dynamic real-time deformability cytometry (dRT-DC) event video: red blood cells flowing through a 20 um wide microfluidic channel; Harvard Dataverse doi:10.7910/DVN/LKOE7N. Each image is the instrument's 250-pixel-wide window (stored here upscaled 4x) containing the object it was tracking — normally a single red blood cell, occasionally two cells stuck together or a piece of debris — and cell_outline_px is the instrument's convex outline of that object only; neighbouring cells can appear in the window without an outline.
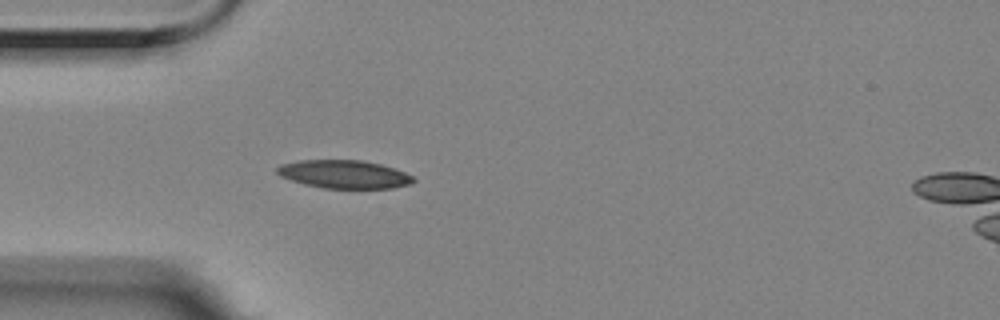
{"species": "Egyptian fruit bat (a non-hibernating species)", "species_latin": "Rousettus aegyptiacus", "temperature_condition": "room temperature", "stored_images_in_passage": 26, "camera_frame_rate_fps": 3000, "um_per_image_px": 0.085, "animal": {"sex": "female"}, "frame": {"image": 1, "passage_image": 1, "time_ms": 0.0, "image_size_px": [1000, 320], "cell_outline_px": [[416, 180], [412, 184], [392, 188], [324, 188], [304, 184], [280, 176], [276, 172], [276, 168], [280, 164], [300, 160], [360, 160], [380, 164], [404, 172], [412, 176]], "centroid_in_image_um": [29.24, 14.81], "position_along_channel_um": 55.8, "area_um2": 22.31}}
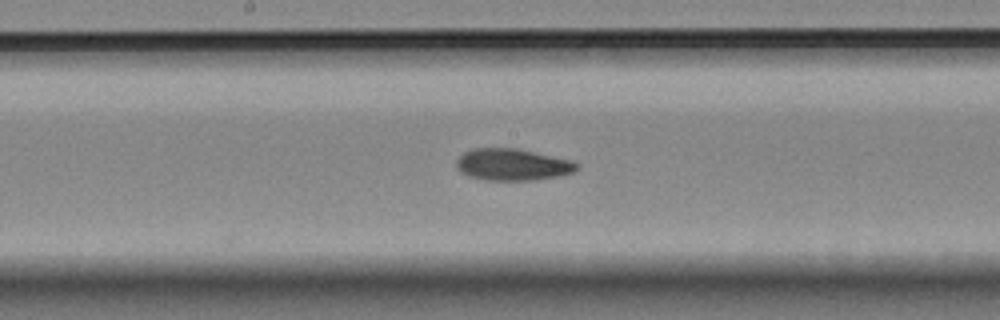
{"frame": {"image": 2, "passage_image": 14, "time_ms": 4.333, "image_size_px": [1000, 320], "cell_outline_px": [[580, 168], [572, 172], [560, 176], [536, 180], [484, 180], [468, 176], [460, 172], [456, 168], [456, 160], [464, 152], [472, 148], [516, 148], [572, 160], [580, 164]], "centroid_in_image_um": [43.56, 13.99], "position_along_channel_um": 204.6, "area_um2": 22.54}}
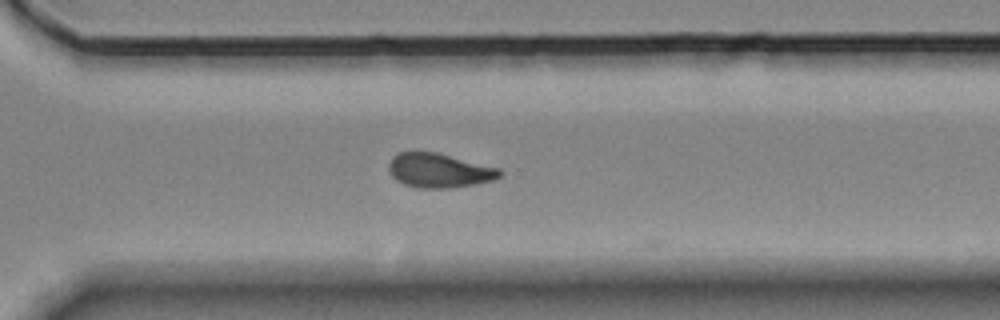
{"frame": {"image": 3, "passage_image": 25, "time_ms": 8.0, "image_size_px": [1000, 320], "cell_outline_px": [[504, 172], [500, 176], [492, 180], [476, 184], [452, 188], [420, 188], [404, 184], [396, 180], [392, 176], [388, 168], [388, 164], [392, 156], [400, 152], [436, 152], [500, 168]], "centroid_in_image_um": [37.33, 14.49], "position_along_channel_um": 333.3, "area_um2": 22.25}}